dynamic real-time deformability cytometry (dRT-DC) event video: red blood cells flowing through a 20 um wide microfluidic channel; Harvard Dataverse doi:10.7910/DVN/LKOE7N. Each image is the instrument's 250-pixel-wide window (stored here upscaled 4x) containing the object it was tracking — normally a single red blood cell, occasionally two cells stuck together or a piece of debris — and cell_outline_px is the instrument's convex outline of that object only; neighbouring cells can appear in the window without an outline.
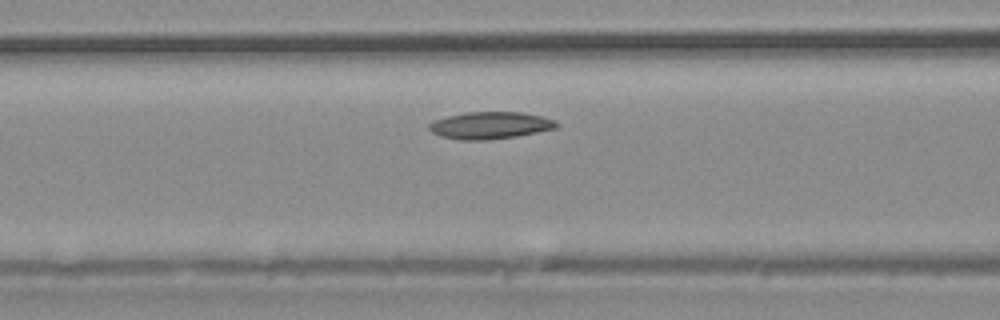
{"species": "common noctule bat (a hibernating species)", "species_latin": "Nyctalus noctula", "temperature_condition": "warm", "stored_images_in_passage": 28, "camera_frame_rate_fps": 3000, "um_per_image_px": 0.085, "animal": {"sex": "male", "body_mass_g": 20.4}, "frame": {"image": 1, "passage_image": 8, "time_ms": 2.333, "image_size_px": [1000, 320], "cell_outline_px": [[560, 124], [556, 128], [516, 136], [488, 140], [460, 140], [440, 136], [432, 132], [428, 128], [428, 124], [432, 120], [448, 116], [468, 112], [524, 112], [544, 116], [556, 120]], "centroid_in_image_um": [41.67, 10.65], "position_along_channel_um": 124.9, "area_um2": 20.29}}
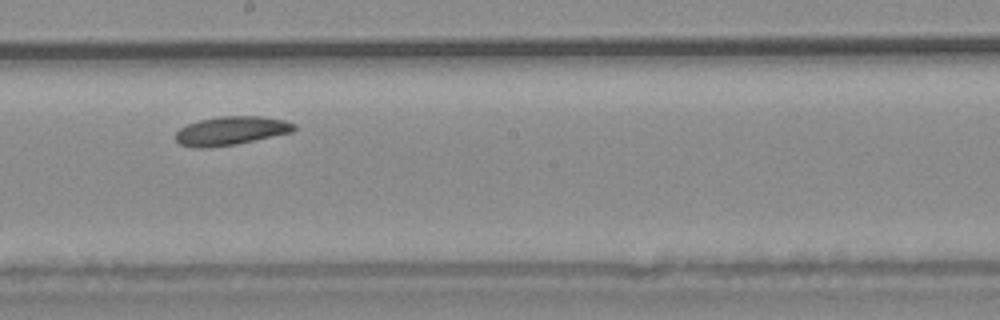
{"frame": {"image": 2, "passage_image": 14, "time_ms": 4.333, "image_size_px": [1000, 320], "cell_outline_px": [[296, 128], [292, 132], [236, 144], [208, 148], [192, 148], [180, 144], [176, 140], [176, 132], [180, 128], [188, 124], [200, 120], [220, 116], [260, 116], [284, 120], [296, 124]], "centroid_in_image_um": [19.62, 11.12], "position_along_channel_um": 228.6, "area_um2": 19.77}}
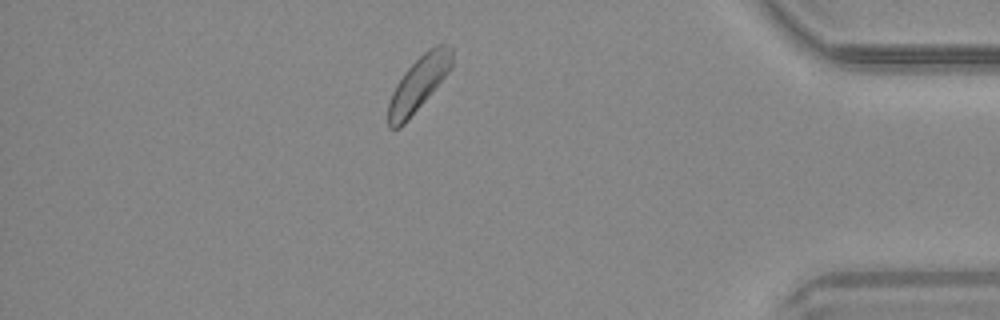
{"frame": {"image": 3, "passage_image": 26, "time_ms": 8.333, "image_size_px": [1000, 320], "cell_outline_px": [[452, 68], [432, 92], [408, 120], [400, 128], [388, 128], [388, 104], [392, 92], [396, 84], [404, 72], [428, 48], [436, 44], [444, 44], [452, 48]], "centroid_in_image_um": [35.57, 7.11], "position_along_channel_um": 399.6, "area_um2": 20.06}}